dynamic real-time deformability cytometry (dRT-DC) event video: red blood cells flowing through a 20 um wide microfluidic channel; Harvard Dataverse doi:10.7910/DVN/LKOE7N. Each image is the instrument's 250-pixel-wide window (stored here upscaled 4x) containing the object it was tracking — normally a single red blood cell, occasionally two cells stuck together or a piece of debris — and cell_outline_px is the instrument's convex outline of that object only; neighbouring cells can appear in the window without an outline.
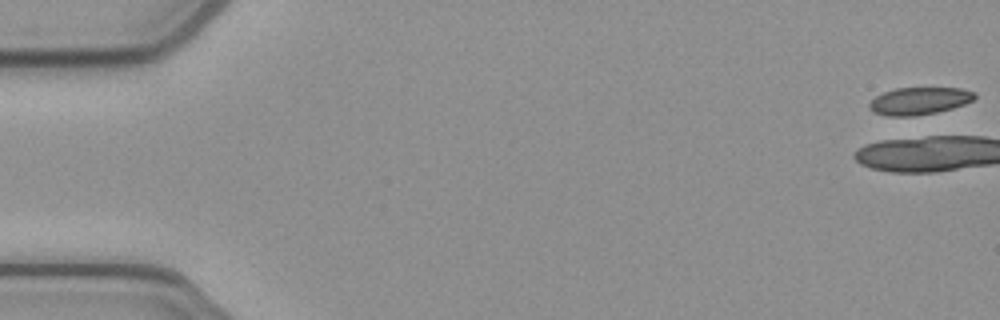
{"species": "common noctule bat (a hibernating species)", "species_latin": "Nyctalus noctula", "temperature_condition": "cold", "stored_images_in_passage": 17, "camera_frame_rate_fps": 3000, "um_per_image_px": 0.085, "animal": {"sex": "female", "body_mass_g": 21.9}, "frame": {"image": 1, "passage_image": 1, "time_ms": 0.0, "image_size_px": [1000, 320], "cell_outline_px": [[976, 96], [972, 100], [964, 104], [952, 108], [936, 112], [912, 116], [888, 116], [872, 112], [868, 108], [868, 104], [876, 96], [884, 92], [896, 88], [960, 88], [976, 92]], "centroid_in_image_um": [78.12, 8.58], "position_along_channel_um": 6.9, "area_um2": 16.76}}